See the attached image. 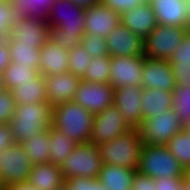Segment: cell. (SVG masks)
Returning <instances> with one entry per match:
<instances>
[{
    "mask_svg": "<svg viewBox=\"0 0 190 190\" xmlns=\"http://www.w3.org/2000/svg\"><path fill=\"white\" fill-rule=\"evenodd\" d=\"M53 106L48 102L16 105L8 125L15 143H21L52 125Z\"/></svg>",
    "mask_w": 190,
    "mask_h": 190,
    "instance_id": "cell-1",
    "label": "cell"
},
{
    "mask_svg": "<svg viewBox=\"0 0 190 190\" xmlns=\"http://www.w3.org/2000/svg\"><path fill=\"white\" fill-rule=\"evenodd\" d=\"M94 115L75 101L53 107L52 125L77 143L90 142Z\"/></svg>",
    "mask_w": 190,
    "mask_h": 190,
    "instance_id": "cell-2",
    "label": "cell"
},
{
    "mask_svg": "<svg viewBox=\"0 0 190 190\" xmlns=\"http://www.w3.org/2000/svg\"><path fill=\"white\" fill-rule=\"evenodd\" d=\"M103 164H113L137 171L144 143L138 128L97 145Z\"/></svg>",
    "mask_w": 190,
    "mask_h": 190,
    "instance_id": "cell-3",
    "label": "cell"
},
{
    "mask_svg": "<svg viewBox=\"0 0 190 190\" xmlns=\"http://www.w3.org/2000/svg\"><path fill=\"white\" fill-rule=\"evenodd\" d=\"M137 171L154 179L185 177V168L166 145L144 144Z\"/></svg>",
    "mask_w": 190,
    "mask_h": 190,
    "instance_id": "cell-4",
    "label": "cell"
},
{
    "mask_svg": "<svg viewBox=\"0 0 190 190\" xmlns=\"http://www.w3.org/2000/svg\"><path fill=\"white\" fill-rule=\"evenodd\" d=\"M102 166L97 145L87 142L78 143L61 164L60 169L64 180L77 177L97 178Z\"/></svg>",
    "mask_w": 190,
    "mask_h": 190,
    "instance_id": "cell-5",
    "label": "cell"
},
{
    "mask_svg": "<svg viewBox=\"0 0 190 190\" xmlns=\"http://www.w3.org/2000/svg\"><path fill=\"white\" fill-rule=\"evenodd\" d=\"M183 129L184 126L174 109L158 113L156 117L143 119L142 124L138 127L143 143L149 145H166L174 135Z\"/></svg>",
    "mask_w": 190,
    "mask_h": 190,
    "instance_id": "cell-6",
    "label": "cell"
},
{
    "mask_svg": "<svg viewBox=\"0 0 190 190\" xmlns=\"http://www.w3.org/2000/svg\"><path fill=\"white\" fill-rule=\"evenodd\" d=\"M188 29L157 24L156 28L144 38V56L168 60L181 44Z\"/></svg>",
    "mask_w": 190,
    "mask_h": 190,
    "instance_id": "cell-7",
    "label": "cell"
},
{
    "mask_svg": "<svg viewBox=\"0 0 190 190\" xmlns=\"http://www.w3.org/2000/svg\"><path fill=\"white\" fill-rule=\"evenodd\" d=\"M84 11L70 0H56L48 14L51 34H85Z\"/></svg>",
    "mask_w": 190,
    "mask_h": 190,
    "instance_id": "cell-8",
    "label": "cell"
},
{
    "mask_svg": "<svg viewBox=\"0 0 190 190\" xmlns=\"http://www.w3.org/2000/svg\"><path fill=\"white\" fill-rule=\"evenodd\" d=\"M33 164L20 143L0 152V179L6 185L28 182Z\"/></svg>",
    "mask_w": 190,
    "mask_h": 190,
    "instance_id": "cell-9",
    "label": "cell"
},
{
    "mask_svg": "<svg viewBox=\"0 0 190 190\" xmlns=\"http://www.w3.org/2000/svg\"><path fill=\"white\" fill-rule=\"evenodd\" d=\"M130 129L132 128L123 119L120 110L112 104L94 115L90 142L100 145L123 135Z\"/></svg>",
    "mask_w": 190,
    "mask_h": 190,
    "instance_id": "cell-10",
    "label": "cell"
},
{
    "mask_svg": "<svg viewBox=\"0 0 190 190\" xmlns=\"http://www.w3.org/2000/svg\"><path fill=\"white\" fill-rule=\"evenodd\" d=\"M51 38V29L47 21L19 15L11 26L7 41H19L41 48Z\"/></svg>",
    "mask_w": 190,
    "mask_h": 190,
    "instance_id": "cell-11",
    "label": "cell"
},
{
    "mask_svg": "<svg viewBox=\"0 0 190 190\" xmlns=\"http://www.w3.org/2000/svg\"><path fill=\"white\" fill-rule=\"evenodd\" d=\"M144 55L110 57L108 83L114 87L142 86Z\"/></svg>",
    "mask_w": 190,
    "mask_h": 190,
    "instance_id": "cell-12",
    "label": "cell"
},
{
    "mask_svg": "<svg viewBox=\"0 0 190 190\" xmlns=\"http://www.w3.org/2000/svg\"><path fill=\"white\" fill-rule=\"evenodd\" d=\"M115 88L109 83H91L81 80L73 101L93 115L112 105Z\"/></svg>",
    "mask_w": 190,
    "mask_h": 190,
    "instance_id": "cell-13",
    "label": "cell"
},
{
    "mask_svg": "<svg viewBox=\"0 0 190 190\" xmlns=\"http://www.w3.org/2000/svg\"><path fill=\"white\" fill-rule=\"evenodd\" d=\"M143 89L142 86L134 85L115 88L113 104L120 110L123 119L131 128H138L142 124Z\"/></svg>",
    "mask_w": 190,
    "mask_h": 190,
    "instance_id": "cell-14",
    "label": "cell"
},
{
    "mask_svg": "<svg viewBox=\"0 0 190 190\" xmlns=\"http://www.w3.org/2000/svg\"><path fill=\"white\" fill-rule=\"evenodd\" d=\"M110 57L144 55V39L120 24L106 36Z\"/></svg>",
    "mask_w": 190,
    "mask_h": 190,
    "instance_id": "cell-15",
    "label": "cell"
},
{
    "mask_svg": "<svg viewBox=\"0 0 190 190\" xmlns=\"http://www.w3.org/2000/svg\"><path fill=\"white\" fill-rule=\"evenodd\" d=\"M142 87L173 92L176 87L172 67L166 59L144 58Z\"/></svg>",
    "mask_w": 190,
    "mask_h": 190,
    "instance_id": "cell-16",
    "label": "cell"
},
{
    "mask_svg": "<svg viewBox=\"0 0 190 190\" xmlns=\"http://www.w3.org/2000/svg\"><path fill=\"white\" fill-rule=\"evenodd\" d=\"M120 24L121 15L101 3L85 8V33L106 37Z\"/></svg>",
    "mask_w": 190,
    "mask_h": 190,
    "instance_id": "cell-17",
    "label": "cell"
},
{
    "mask_svg": "<svg viewBox=\"0 0 190 190\" xmlns=\"http://www.w3.org/2000/svg\"><path fill=\"white\" fill-rule=\"evenodd\" d=\"M81 78L68 72L44 76L47 102L53 107L73 101Z\"/></svg>",
    "mask_w": 190,
    "mask_h": 190,
    "instance_id": "cell-18",
    "label": "cell"
},
{
    "mask_svg": "<svg viewBox=\"0 0 190 190\" xmlns=\"http://www.w3.org/2000/svg\"><path fill=\"white\" fill-rule=\"evenodd\" d=\"M156 17L157 24L185 27L190 30L185 0H148Z\"/></svg>",
    "mask_w": 190,
    "mask_h": 190,
    "instance_id": "cell-19",
    "label": "cell"
},
{
    "mask_svg": "<svg viewBox=\"0 0 190 190\" xmlns=\"http://www.w3.org/2000/svg\"><path fill=\"white\" fill-rule=\"evenodd\" d=\"M39 59V73L47 75H57L68 72L69 51L59 47L50 38L41 48Z\"/></svg>",
    "mask_w": 190,
    "mask_h": 190,
    "instance_id": "cell-20",
    "label": "cell"
},
{
    "mask_svg": "<svg viewBox=\"0 0 190 190\" xmlns=\"http://www.w3.org/2000/svg\"><path fill=\"white\" fill-rule=\"evenodd\" d=\"M121 24L143 39L157 26L155 14L148 1L121 14Z\"/></svg>",
    "mask_w": 190,
    "mask_h": 190,
    "instance_id": "cell-21",
    "label": "cell"
},
{
    "mask_svg": "<svg viewBox=\"0 0 190 190\" xmlns=\"http://www.w3.org/2000/svg\"><path fill=\"white\" fill-rule=\"evenodd\" d=\"M28 182L38 190H60L64 178L60 166L47 162L33 165Z\"/></svg>",
    "mask_w": 190,
    "mask_h": 190,
    "instance_id": "cell-22",
    "label": "cell"
},
{
    "mask_svg": "<svg viewBox=\"0 0 190 190\" xmlns=\"http://www.w3.org/2000/svg\"><path fill=\"white\" fill-rule=\"evenodd\" d=\"M134 175L135 171L133 169L113 164H103L97 179L108 190H131Z\"/></svg>",
    "mask_w": 190,
    "mask_h": 190,
    "instance_id": "cell-23",
    "label": "cell"
},
{
    "mask_svg": "<svg viewBox=\"0 0 190 190\" xmlns=\"http://www.w3.org/2000/svg\"><path fill=\"white\" fill-rule=\"evenodd\" d=\"M172 92L161 89H143L141 106L143 119L156 117L158 113H163L172 109Z\"/></svg>",
    "mask_w": 190,
    "mask_h": 190,
    "instance_id": "cell-24",
    "label": "cell"
},
{
    "mask_svg": "<svg viewBox=\"0 0 190 190\" xmlns=\"http://www.w3.org/2000/svg\"><path fill=\"white\" fill-rule=\"evenodd\" d=\"M11 91L17 105L47 102L44 75L40 73L30 82L22 83Z\"/></svg>",
    "mask_w": 190,
    "mask_h": 190,
    "instance_id": "cell-25",
    "label": "cell"
},
{
    "mask_svg": "<svg viewBox=\"0 0 190 190\" xmlns=\"http://www.w3.org/2000/svg\"><path fill=\"white\" fill-rule=\"evenodd\" d=\"M50 133L49 129L39 132L37 135L25 139L20 144L24 147L29 156V161L33 164L49 162L50 157Z\"/></svg>",
    "mask_w": 190,
    "mask_h": 190,
    "instance_id": "cell-26",
    "label": "cell"
},
{
    "mask_svg": "<svg viewBox=\"0 0 190 190\" xmlns=\"http://www.w3.org/2000/svg\"><path fill=\"white\" fill-rule=\"evenodd\" d=\"M50 133V157L49 162L61 166L64 160L73 152L75 146L78 144L65 134L61 133L56 127L51 125L49 127Z\"/></svg>",
    "mask_w": 190,
    "mask_h": 190,
    "instance_id": "cell-27",
    "label": "cell"
},
{
    "mask_svg": "<svg viewBox=\"0 0 190 190\" xmlns=\"http://www.w3.org/2000/svg\"><path fill=\"white\" fill-rule=\"evenodd\" d=\"M11 62L24 66H31L39 72L41 51L33 44H22L19 41H7Z\"/></svg>",
    "mask_w": 190,
    "mask_h": 190,
    "instance_id": "cell-28",
    "label": "cell"
},
{
    "mask_svg": "<svg viewBox=\"0 0 190 190\" xmlns=\"http://www.w3.org/2000/svg\"><path fill=\"white\" fill-rule=\"evenodd\" d=\"M56 0H12L18 15L47 21L48 14Z\"/></svg>",
    "mask_w": 190,
    "mask_h": 190,
    "instance_id": "cell-29",
    "label": "cell"
},
{
    "mask_svg": "<svg viewBox=\"0 0 190 190\" xmlns=\"http://www.w3.org/2000/svg\"><path fill=\"white\" fill-rule=\"evenodd\" d=\"M38 74L39 72L31 66H24L11 62L3 71L5 88L12 90L22 83L30 82Z\"/></svg>",
    "mask_w": 190,
    "mask_h": 190,
    "instance_id": "cell-30",
    "label": "cell"
},
{
    "mask_svg": "<svg viewBox=\"0 0 190 190\" xmlns=\"http://www.w3.org/2000/svg\"><path fill=\"white\" fill-rule=\"evenodd\" d=\"M166 146L183 168L190 166V135L185 129L174 135Z\"/></svg>",
    "mask_w": 190,
    "mask_h": 190,
    "instance_id": "cell-31",
    "label": "cell"
},
{
    "mask_svg": "<svg viewBox=\"0 0 190 190\" xmlns=\"http://www.w3.org/2000/svg\"><path fill=\"white\" fill-rule=\"evenodd\" d=\"M110 76V56L92 58L82 80L91 83H108Z\"/></svg>",
    "mask_w": 190,
    "mask_h": 190,
    "instance_id": "cell-32",
    "label": "cell"
},
{
    "mask_svg": "<svg viewBox=\"0 0 190 190\" xmlns=\"http://www.w3.org/2000/svg\"><path fill=\"white\" fill-rule=\"evenodd\" d=\"M172 98V109L176 110L181 124L185 127L190 123V87L176 86Z\"/></svg>",
    "mask_w": 190,
    "mask_h": 190,
    "instance_id": "cell-33",
    "label": "cell"
},
{
    "mask_svg": "<svg viewBox=\"0 0 190 190\" xmlns=\"http://www.w3.org/2000/svg\"><path fill=\"white\" fill-rule=\"evenodd\" d=\"M69 65L68 71L81 79L84 77L91 55L85 50L81 44L73 49H69Z\"/></svg>",
    "mask_w": 190,
    "mask_h": 190,
    "instance_id": "cell-34",
    "label": "cell"
},
{
    "mask_svg": "<svg viewBox=\"0 0 190 190\" xmlns=\"http://www.w3.org/2000/svg\"><path fill=\"white\" fill-rule=\"evenodd\" d=\"M19 15L12 0H0V39H8L11 26Z\"/></svg>",
    "mask_w": 190,
    "mask_h": 190,
    "instance_id": "cell-35",
    "label": "cell"
},
{
    "mask_svg": "<svg viewBox=\"0 0 190 190\" xmlns=\"http://www.w3.org/2000/svg\"><path fill=\"white\" fill-rule=\"evenodd\" d=\"M81 44L92 58L106 57L109 55L106 46V37L85 33L82 37Z\"/></svg>",
    "mask_w": 190,
    "mask_h": 190,
    "instance_id": "cell-36",
    "label": "cell"
},
{
    "mask_svg": "<svg viewBox=\"0 0 190 190\" xmlns=\"http://www.w3.org/2000/svg\"><path fill=\"white\" fill-rule=\"evenodd\" d=\"M168 61L171 66H190V30Z\"/></svg>",
    "mask_w": 190,
    "mask_h": 190,
    "instance_id": "cell-37",
    "label": "cell"
},
{
    "mask_svg": "<svg viewBox=\"0 0 190 190\" xmlns=\"http://www.w3.org/2000/svg\"><path fill=\"white\" fill-rule=\"evenodd\" d=\"M16 105L11 90L5 89L0 92V123H9L15 114Z\"/></svg>",
    "mask_w": 190,
    "mask_h": 190,
    "instance_id": "cell-38",
    "label": "cell"
},
{
    "mask_svg": "<svg viewBox=\"0 0 190 190\" xmlns=\"http://www.w3.org/2000/svg\"><path fill=\"white\" fill-rule=\"evenodd\" d=\"M147 0H100V3L107 6L120 15L126 11L132 10L139 4H145Z\"/></svg>",
    "mask_w": 190,
    "mask_h": 190,
    "instance_id": "cell-39",
    "label": "cell"
},
{
    "mask_svg": "<svg viewBox=\"0 0 190 190\" xmlns=\"http://www.w3.org/2000/svg\"><path fill=\"white\" fill-rule=\"evenodd\" d=\"M83 34H51L53 41L61 48L73 49L81 45Z\"/></svg>",
    "mask_w": 190,
    "mask_h": 190,
    "instance_id": "cell-40",
    "label": "cell"
},
{
    "mask_svg": "<svg viewBox=\"0 0 190 190\" xmlns=\"http://www.w3.org/2000/svg\"><path fill=\"white\" fill-rule=\"evenodd\" d=\"M185 177L174 176L169 178L155 179V190H181Z\"/></svg>",
    "mask_w": 190,
    "mask_h": 190,
    "instance_id": "cell-41",
    "label": "cell"
},
{
    "mask_svg": "<svg viewBox=\"0 0 190 190\" xmlns=\"http://www.w3.org/2000/svg\"><path fill=\"white\" fill-rule=\"evenodd\" d=\"M131 190H155V179L135 171Z\"/></svg>",
    "mask_w": 190,
    "mask_h": 190,
    "instance_id": "cell-42",
    "label": "cell"
},
{
    "mask_svg": "<svg viewBox=\"0 0 190 190\" xmlns=\"http://www.w3.org/2000/svg\"><path fill=\"white\" fill-rule=\"evenodd\" d=\"M176 86L190 87V66H171Z\"/></svg>",
    "mask_w": 190,
    "mask_h": 190,
    "instance_id": "cell-43",
    "label": "cell"
},
{
    "mask_svg": "<svg viewBox=\"0 0 190 190\" xmlns=\"http://www.w3.org/2000/svg\"><path fill=\"white\" fill-rule=\"evenodd\" d=\"M93 178H70L64 180V185L60 190H89V182Z\"/></svg>",
    "mask_w": 190,
    "mask_h": 190,
    "instance_id": "cell-44",
    "label": "cell"
},
{
    "mask_svg": "<svg viewBox=\"0 0 190 190\" xmlns=\"http://www.w3.org/2000/svg\"><path fill=\"white\" fill-rule=\"evenodd\" d=\"M15 144L8 124L0 123V152Z\"/></svg>",
    "mask_w": 190,
    "mask_h": 190,
    "instance_id": "cell-45",
    "label": "cell"
},
{
    "mask_svg": "<svg viewBox=\"0 0 190 190\" xmlns=\"http://www.w3.org/2000/svg\"><path fill=\"white\" fill-rule=\"evenodd\" d=\"M11 63L7 39H0V72H3Z\"/></svg>",
    "mask_w": 190,
    "mask_h": 190,
    "instance_id": "cell-46",
    "label": "cell"
},
{
    "mask_svg": "<svg viewBox=\"0 0 190 190\" xmlns=\"http://www.w3.org/2000/svg\"><path fill=\"white\" fill-rule=\"evenodd\" d=\"M6 190H38L29 182L14 183L6 186Z\"/></svg>",
    "mask_w": 190,
    "mask_h": 190,
    "instance_id": "cell-47",
    "label": "cell"
},
{
    "mask_svg": "<svg viewBox=\"0 0 190 190\" xmlns=\"http://www.w3.org/2000/svg\"><path fill=\"white\" fill-rule=\"evenodd\" d=\"M72 3L77 6H81L82 8L90 7L92 5H96L100 3V0H70Z\"/></svg>",
    "mask_w": 190,
    "mask_h": 190,
    "instance_id": "cell-48",
    "label": "cell"
},
{
    "mask_svg": "<svg viewBox=\"0 0 190 190\" xmlns=\"http://www.w3.org/2000/svg\"><path fill=\"white\" fill-rule=\"evenodd\" d=\"M89 190H108L97 178L89 182Z\"/></svg>",
    "mask_w": 190,
    "mask_h": 190,
    "instance_id": "cell-49",
    "label": "cell"
},
{
    "mask_svg": "<svg viewBox=\"0 0 190 190\" xmlns=\"http://www.w3.org/2000/svg\"><path fill=\"white\" fill-rule=\"evenodd\" d=\"M5 89L3 72H0V92L4 91Z\"/></svg>",
    "mask_w": 190,
    "mask_h": 190,
    "instance_id": "cell-50",
    "label": "cell"
},
{
    "mask_svg": "<svg viewBox=\"0 0 190 190\" xmlns=\"http://www.w3.org/2000/svg\"><path fill=\"white\" fill-rule=\"evenodd\" d=\"M185 179L190 182V166L185 169Z\"/></svg>",
    "mask_w": 190,
    "mask_h": 190,
    "instance_id": "cell-51",
    "label": "cell"
},
{
    "mask_svg": "<svg viewBox=\"0 0 190 190\" xmlns=\"http://www.w3.org/2000/svg\"><path fill=\"white\" fill-rule=\"evenodd\" d=\"M185 4L187 8L188 19L190 20V0H185Z\"/></svg>",
    "mask_w": 190,
    "mask_h": 190,
    "instance_id": "cell-52",
    "label": "cell"
},
{
    "mask_svg": "<svg viewBox=\"0 0 190 190\" xmlns=\"http://www.w3.org/2000/svg\"><path fill=\"white\" fill-rule=\"evenodd\" d=\"M181 190H190V182H188L186 179Z\"/></svg>",
    "mask_w": 190,
    "mask_h": 190,
    "instance_id": "cell-53",
    "label": "cell"
},
{
    "mask_svg": "<svg viewBox=\"0 0 190 190\" xmlns=\"http://www.w3.org/2000/svg\"><path fill=\"white\" fill-rule=\"evenodd\" d=\"M0 190H6V185L0 179Z\"/></svg>",
    "mask_w": 190,
    "mask_h": 190,
    "instance_id": "cell-54",
    "label": "cell"
},
{
    "mask_svg": "<svg viewBox=\"0 0 190 190\" xmlns=\"http://www.w3.org/2000/svg\"><path fill=\"white\" fill-rule=\"evenodd\" d=\"M184 129L188 132V134L190 135V123L187 124Z\"/></svg>",
    "mask_w": 190,
    "mask_h": 190,
    "instance_id": "cell-55",
    "label": "cell"
}]
</instances>
